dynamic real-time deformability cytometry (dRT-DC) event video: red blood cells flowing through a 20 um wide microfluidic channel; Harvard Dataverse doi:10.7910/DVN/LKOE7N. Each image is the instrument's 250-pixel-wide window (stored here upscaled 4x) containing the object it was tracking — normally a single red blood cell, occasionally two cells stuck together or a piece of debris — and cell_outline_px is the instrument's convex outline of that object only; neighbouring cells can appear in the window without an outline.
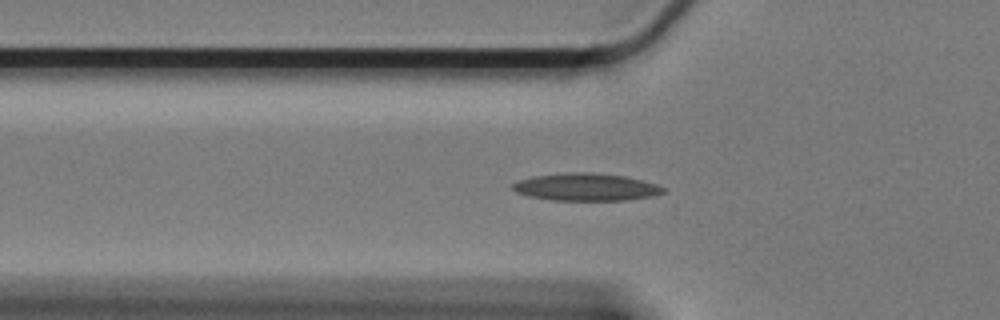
{"species": "Egyptian fruit bat (a non-hibernating species)", "species_latin": "Rousettus aegyptiacus", "temperature_condition": "cold", "stored_images_in_passage": 61, "camera_frame_rate_fps": 3000, "um_per_image_px": 0.085, "animal": {"sex": "female"}, "frame": {"image": 1, "passage_image": 20, "time_ms": 6.333, "image_size_px": [1000, 320], "cell_outline_px": [[664, 192], [652, 196], [628, 200], [552, 200], [528, 196], [516, 192], [512, 188], [512, 184], [520, 180], [532, 176], [568, 172], [588, 172], [624, 176], [656, 184], [664, 188]], "centroid_in_image_um": [49.78, 15.9], "position_along_channel_um": 76.0, "area_um2": 23.93}}
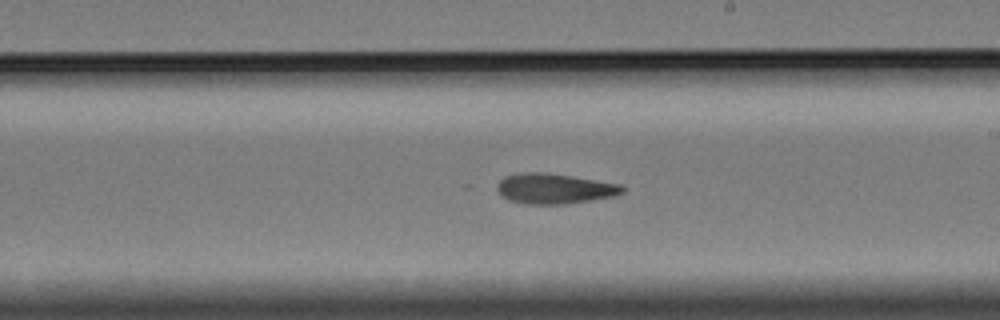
{"frame": {"image": 2, "passage_image": 35, "time_ms": 11.333, "image_size_px": [1000, 320], "cell_outline_px": [[624, 192], [616, 196], [592, 200], [564, 204], [524, 204], [508, 200], [500, 196], [496, 188], [500, 180], [504, 176], [528, 172], [544, 172], [572, 176], [620, 184], [624, 188]], "centroid_in_image_um": [47.11, 16.04], "position_along_channel_um": 241.9, "area_um2": 22.2}}
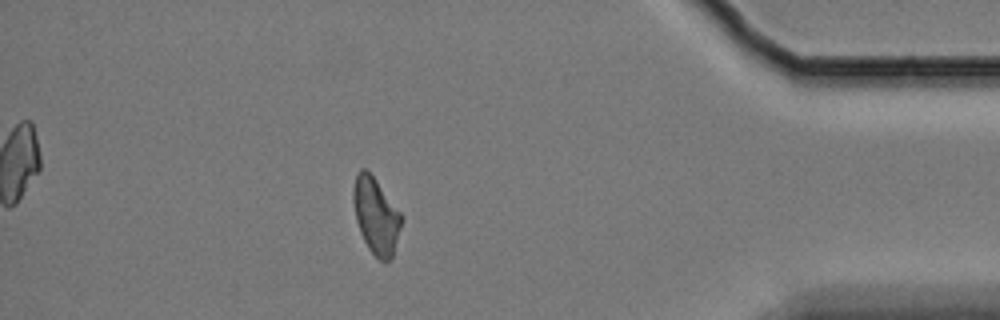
{"frame": {"image": 3, "passage_image": 53, "time_ms": 17.333, "image_size_px": [1000, 320], "cell_outline_px": [[400, 228], [392, 256], [388, 260], [380, 260], [368, 248], [360, 232], [356, 220], [352, 200], [352, 188], [356, 172], [360, 168], [364, 168], [376, 180], [400, 212]], "centroid_in_image_um": [31.9, 18.29], "position_along_channel_um": 403.3, "area_um2": 20.92}}